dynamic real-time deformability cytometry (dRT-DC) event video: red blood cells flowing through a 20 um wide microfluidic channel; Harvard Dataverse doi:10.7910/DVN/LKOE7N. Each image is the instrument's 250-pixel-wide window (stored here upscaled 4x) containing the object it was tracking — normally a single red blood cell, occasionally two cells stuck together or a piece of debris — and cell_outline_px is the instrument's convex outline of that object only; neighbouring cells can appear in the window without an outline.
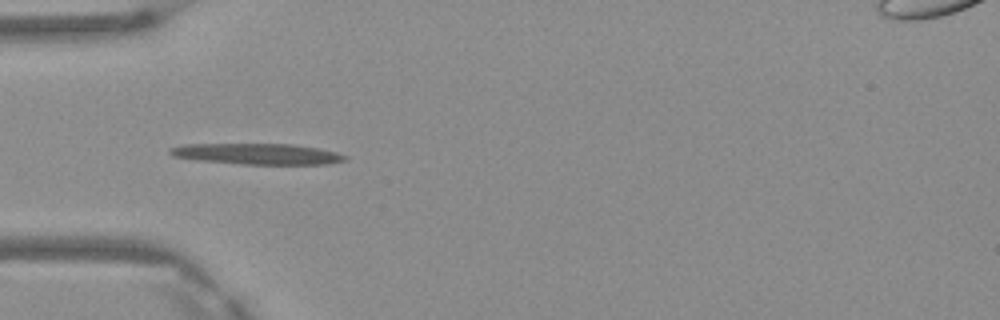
{"species": "Egyptian fruit bat (a non-hibernating species)", "species_latin": "Rousettus aegyptiacus", "temperature_condition": "warm", "stored_images_in_passage": 4, "camera_frame_rate_fps": 3000, "um_per_image_px": 0.085, "frame": {"image": 1, "passage_image": 4, "time_ms": 1.0, "image_size_px": [1000, 320], "cell_outline_px": [[348, 160], [328, 164], [240, 164], [196, 160], [172, 156], [168, 152], [172, 148], [184, 144], [292, 144], [316, 148], [336, 152], [348, 156]], "centroid_in_image_um": [21.89, 13.09], "position_along_channel_um": 63.1, "area_um2": 21.33}}